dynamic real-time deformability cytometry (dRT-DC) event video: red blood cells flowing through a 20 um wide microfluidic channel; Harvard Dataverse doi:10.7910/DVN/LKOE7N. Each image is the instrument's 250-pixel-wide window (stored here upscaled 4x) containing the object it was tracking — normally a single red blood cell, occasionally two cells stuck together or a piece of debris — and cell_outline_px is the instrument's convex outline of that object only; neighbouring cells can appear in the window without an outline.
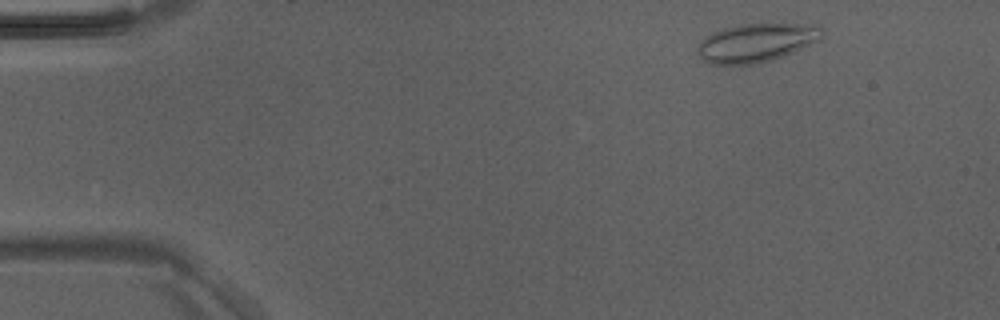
{"species": "Egyptian fruit bat (a non-hibernating species)", "species_latin": "Rousettus aegyptiacus", "temperature_condition": "room temperature", "stored_images_in_passage": 4, "camera_frame_rate_fps": 3000, "um_per_image_px": 0.085, "animal": {"sex": "male"}, "frame": {"image": 1, "passage_image": 1, "time_ms": 0.0, "image_size_px": [1000, 320], "cell_outline_px": [[824, 28], [820, 36], [816, 40], [784, 56], [772, 60], [752, 64], [708, 64], [696, 52], [696, 48], [700, 40], [704, 36], [712, 32], [724, 28], [740, 24], [812, 24]], "centroid_in_image_um": [64.2, 3.63], "position_along_channel_um": 20.8, "area_um2": 27.8}}